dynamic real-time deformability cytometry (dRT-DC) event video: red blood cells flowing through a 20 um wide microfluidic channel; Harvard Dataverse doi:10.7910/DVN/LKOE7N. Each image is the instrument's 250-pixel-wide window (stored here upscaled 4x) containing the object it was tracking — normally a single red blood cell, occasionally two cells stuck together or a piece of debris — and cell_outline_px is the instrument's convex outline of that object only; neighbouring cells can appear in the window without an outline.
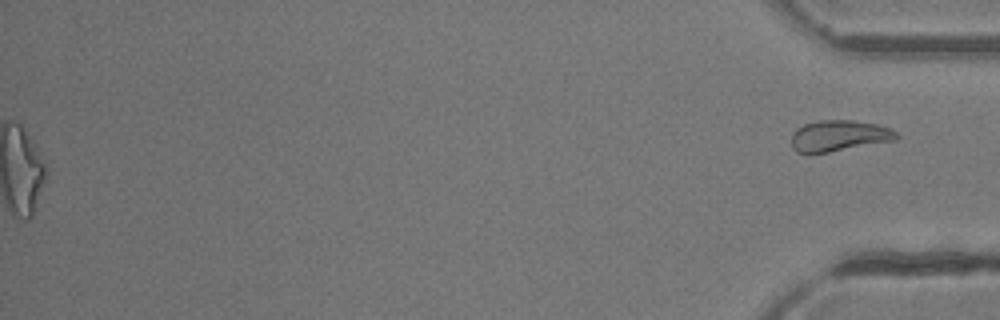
{"species": "common noctule bat (a hibernating species)", "species_latin": "Nyctalus noctula", "temperature_condition": "room temperature", "stored_images_in_passage": 42, "segment_of_instrument_passage": [2, 2], "camera_frame_rate_fps": 3000, "um_per_image_px": 0.085, "animal": {"sex": "female"}, "frame": {"image": 1, "passage_image": 42, "time_ms": 13.667, "image_size_px": [1000, 320], "cell_outline_px": [[900, 136], [896, 140], [828, 152], [796, 152], [792, 148], [792, 132], [796, 128], [804, 124], [820, 120], [852, 120], [876, 124], [888, 128], [896, 132]], "centroid_in_image_um": [71.31, 11.53], "position_along_channel_um": 363.9, "area_um2": 18.84}}